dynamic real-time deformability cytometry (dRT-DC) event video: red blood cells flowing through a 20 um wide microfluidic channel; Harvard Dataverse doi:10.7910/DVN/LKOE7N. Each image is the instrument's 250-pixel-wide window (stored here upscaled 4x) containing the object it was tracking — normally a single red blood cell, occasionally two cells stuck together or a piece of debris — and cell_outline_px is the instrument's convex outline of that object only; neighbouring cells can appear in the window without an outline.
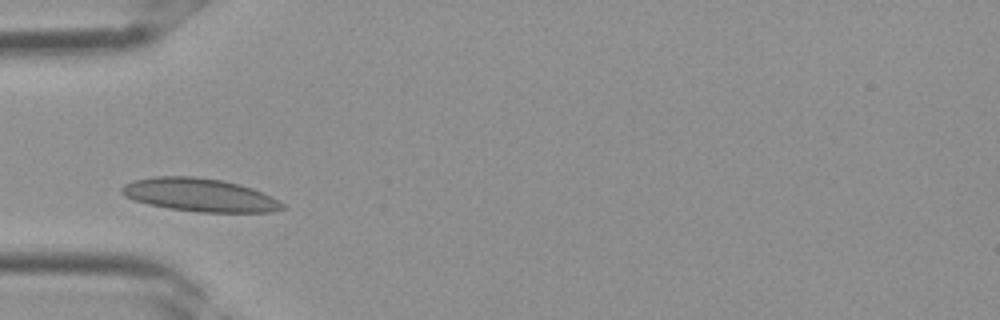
{"species": "Egyptian fruit bat (a non-hibernating species)", "species_latin": "Rousettus aegyptiacus", "temperature_condition": "room temperature", "stored_images_in_passage": 1, "camera_frame_rate_fps": 3000, "um_per_image_px": 0.085, "frame": {"image": 1, "passage_image": 1, "time_ms": 0.0, "image_size_px": [1000, 320], "cell_outline_px": [[288, 208], [272, 212], [200, 212], [168, 208], [148, 204], [124, 196], [120, 192], [120, 188], [124, 184], [136, 180], [152, 176], [196, 176], [224, 180], [240, 184], [252, 188], [272, 196], [280, 200]], "centroid_in_image_um": [17.01, 16.57], "position_along_channel_um": 68.0, "area_um2": 31.33}}